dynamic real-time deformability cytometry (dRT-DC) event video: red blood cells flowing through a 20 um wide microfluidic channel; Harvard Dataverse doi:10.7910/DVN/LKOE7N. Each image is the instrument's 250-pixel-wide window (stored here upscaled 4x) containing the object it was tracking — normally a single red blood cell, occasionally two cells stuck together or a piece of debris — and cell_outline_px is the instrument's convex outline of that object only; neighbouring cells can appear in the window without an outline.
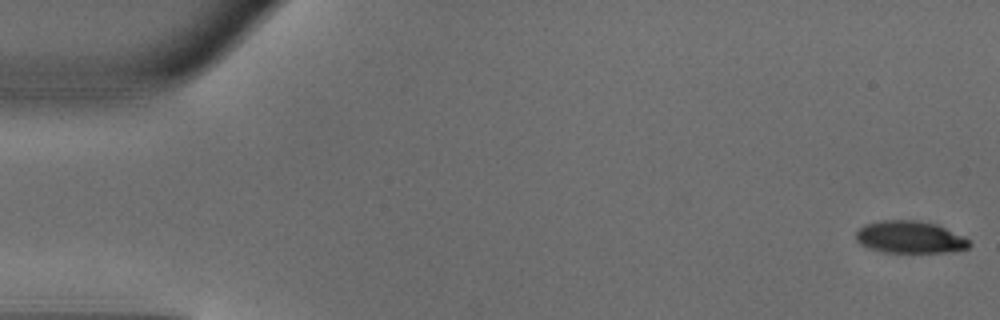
{"species": "common noctule bat (a hibernating species)", "species_latin": "Nyctalus noctula", "temperature_condition": "warm", "stored_images_in_passage": 49, "camera_frame_rate_fps": 3000, "um_per_image_px": 0.085, "animal": {"sex": "male", "body_mass_g": 18.8}, "frame": {"image": 1, "passage_image": 1, "time_ms": 0.0, "image_size_px": [1000, 320], "cell_outline_px": [[972, 244], [968, 248], [952, 252], [884, 252], [868, 248], [860, 244], [856, 240], [856, 232], [864, 224], [880, 220], [916, 220], [936, 224], [964, 236]], "centroid_in_image_um": [77.34, 20.16], "position_along_channel_um": 7.7, "area_um2": 21.39}}
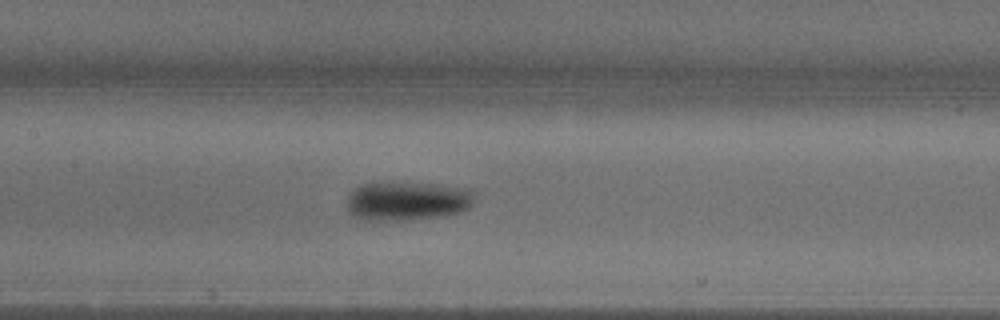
{"frame": {"image": 2, "passage_image": 23, "time_ms": 7.333, "image_size_px": [1000, 320], "cell_outline_px": [[476, 196], [472, 204], [468, 208], [444, 216], [408, 220], [364, 220], [352, 216], [348, 208], [348, 196], [360, 184], [376, 180], [380, 180], [432, 184], [464, 188], [476, 192]], "centroid_in_image_um": [34.58, 17.05], "position_along_channel_um": 172.8, "area_um2": 29.59}}
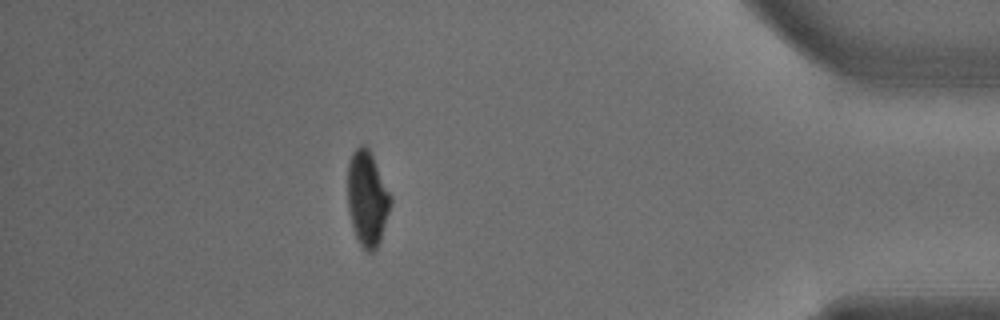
{"frame": {"image": 3, "passage_image": 43, "time_ms": 14.0, "image_size_px": [1000, 320], "cell_outline_px": [[392, 204], [380, 240], [376, 248], [372, 252], [368, 252], [360, 244], [352, 228], [348, 212], [348, 164], [352, 152], [360, 144], [364, 144], [368, 148], [392, 196]], "centroid_in_image_um": [31.21, 16.87], "position_along_channel_um": 404.0, "area_um2": 23.81}, "authors_computed_cell_mechanics": {"area_um2": 25.5476, "velocity_mm_per_s": 4.1468, "shape_relaxation_time_tau1_ms": 2.5261, "shape_relaxation_time_tau2_ms": 2.468, "deformation_change_tau1": 0.1729, "deformation_change_tau2": 0.0585}}